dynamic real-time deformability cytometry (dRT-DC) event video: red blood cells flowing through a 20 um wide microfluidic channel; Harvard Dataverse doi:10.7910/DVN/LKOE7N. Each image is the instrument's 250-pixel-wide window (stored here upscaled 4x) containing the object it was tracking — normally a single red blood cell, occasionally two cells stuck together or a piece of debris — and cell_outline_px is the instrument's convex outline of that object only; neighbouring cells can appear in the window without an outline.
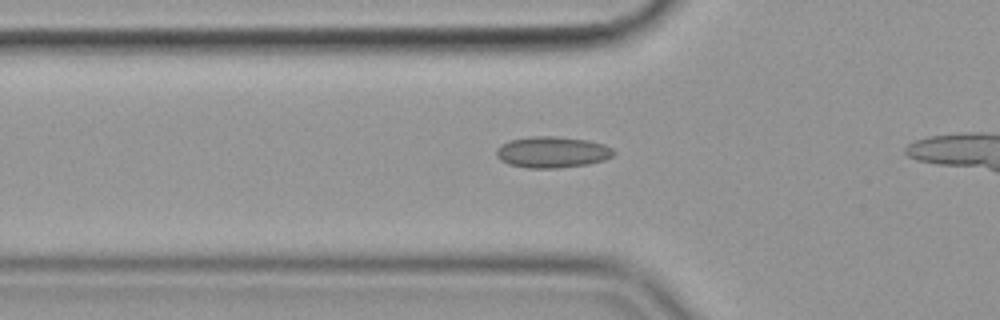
{"species": "common noctule bat (a hibernating species)", "species_latin": "Nyctalus noctula", "temperature_condition": "cold", "stored_images_in_passage": 26, "camera_frame_rate_fps": 3000, "um_per_image_px": 0.085, "animal": {"sex": "female", "body_mass_g": 19.9}, "frame": {"image": 1, "passage_image": 10, "time_ms": 3.0, "image_size_px": [1000, 320], "cell_outline_px": [[616, 152], [612, 156], [604, 160], [588, 164], [560, 168], [528, 168], [508, 164], [500, 160], [496, 156], [496, 148], [500, 144], [508, 140], [532, 136], [556, 136], [588, 140], [604, 144], [612, 148]], "centroid_in_image_um": [46.92, 12.93], "position_along_channel_um": 78.9, "area_um2": 21.62}}
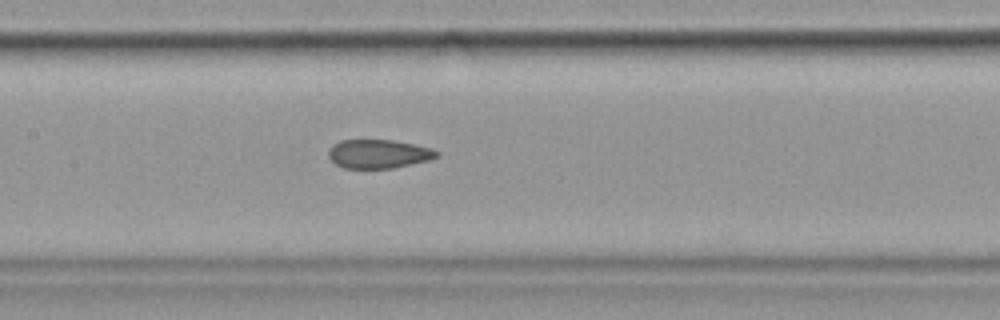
{"frame": {"image": 2, "passage_image": 18, "time_ms": 5.667, "image_size_px": [1000, 320], "cell_outline_px": [[440, 156], [428, 160], [392, 168], [344, 168], [336, 164], [328, 156], [328, 148], [332, 144], [340, 140], [392, 140], [432, 148], [440, 152]], "centroid_in_image_um": [32.16, 13.07], "position_along_channel_um": 175.2, "area_um2": 18.15}}
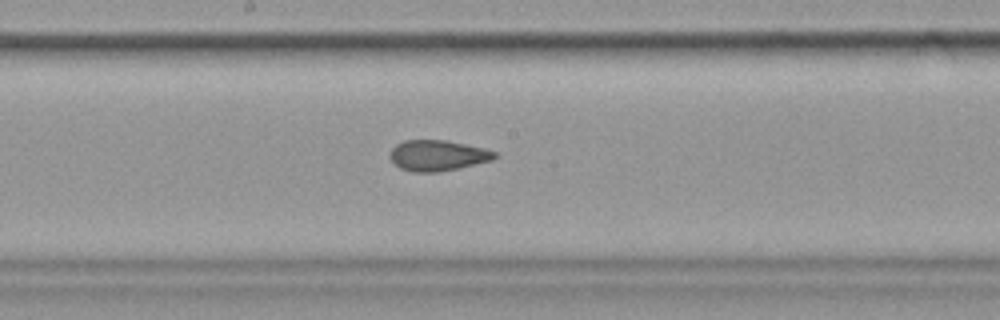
{"frame": {"image": 3, "passage_image": 21, "time_ms": 6.667, "image_size_px": [1000, 320], "cell_outline_px": [[500, 156], [492, 160], [456, 168], [436, 172], [412, 172], [400, 168], [388, 156], [392, 148], [396, 144], [404, 140], [444, 140], [484, 148], [496, 152]], "centroid_in_image_um": [37.19, 13.21], "position_along_channel_um": 211.0, "area_um2": 18.61}}